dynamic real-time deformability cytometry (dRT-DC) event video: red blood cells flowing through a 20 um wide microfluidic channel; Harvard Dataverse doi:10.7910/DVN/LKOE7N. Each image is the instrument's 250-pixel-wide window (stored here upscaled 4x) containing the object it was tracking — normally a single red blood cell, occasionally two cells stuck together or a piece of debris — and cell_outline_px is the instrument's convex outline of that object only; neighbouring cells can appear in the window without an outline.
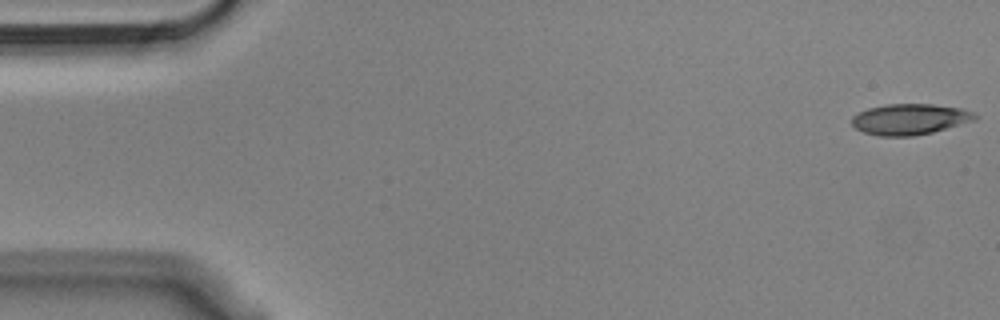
{"species": "Egyptian fruit bat (a non-hibernating species)", "species_latin": "Rousettus aegyptiacus", "temperature_condition": "cold", "stored_images_in_passage": 55, "camera_frame_rate_fps": 3000, "um_per_image_px": 0.085, "animal": {"sex": "male"}, "frame": {"image": 1, "passage_image": 1, "time_ms": 0.0, "image_size_px": [1000, 320], "cell_outline_px": [[980, 116], [976, 120], [932, 132], [912, 136], [880, 136], [864, 132], [856, 128], [852, 124], [852, 116], [868, 108], [884, 104], [932, 104], [960, 108], [972, 112]], "centroid_in_image_um": [77.34, 10.13], "position_along_channel_um": 7.7, "area_um2": 22.08}}
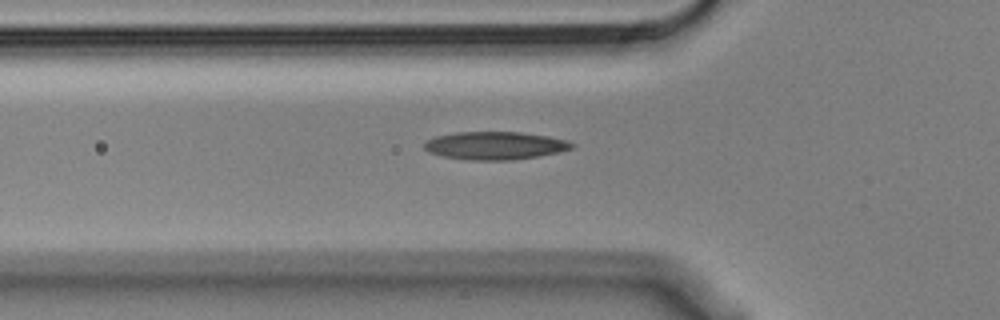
{"frame": {"image": 2, "passage_image": 18, "time_ms": 5.667, "image_size_px": [1000, 320], "cell_outline_px": [[576, 144], [572, 148], [560, 152], [512, 160], [464, 160], [444, 156], [428, 152], [424, 148], [424, 144], [428, 140], [436, 136], [456, 132], [520, 132], [548, 136], [568, 140]], "centroid_in_image_um": [42.09, 12.37], "position_along_channel_um": 83.7, "area_um2": 24.04}}
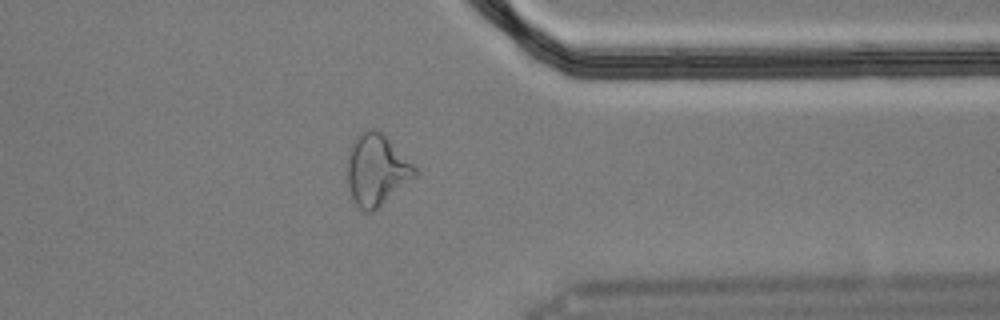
{"frame": {"image": 3, "passage_image": 43, "time_ms": 14.0, "image_size_px": [1000, 320], "cell_outline_px": [[416, 176], [372, 212], [364, 212], [356, 204], [348, 188], [348, 156], [352, 140], [364, 128], [376, 128], [416, 168]], "centroid_in_image_um": [31.96, 14.43], "position_along_channel_um": 379.4, "area_um2": 27.51}, "authors_computed_cell_mechanics": {"area_um2": 23.12, "velocity_mm_per_s": 3.6367, "shape_relaxation_time_tau1_ms": 5.7523, "shape_relaxation_time_tau2_ms": 4.0142, "deformation_change_tau1": 0.2116, "deformation_change_tau2": 0.1437}}